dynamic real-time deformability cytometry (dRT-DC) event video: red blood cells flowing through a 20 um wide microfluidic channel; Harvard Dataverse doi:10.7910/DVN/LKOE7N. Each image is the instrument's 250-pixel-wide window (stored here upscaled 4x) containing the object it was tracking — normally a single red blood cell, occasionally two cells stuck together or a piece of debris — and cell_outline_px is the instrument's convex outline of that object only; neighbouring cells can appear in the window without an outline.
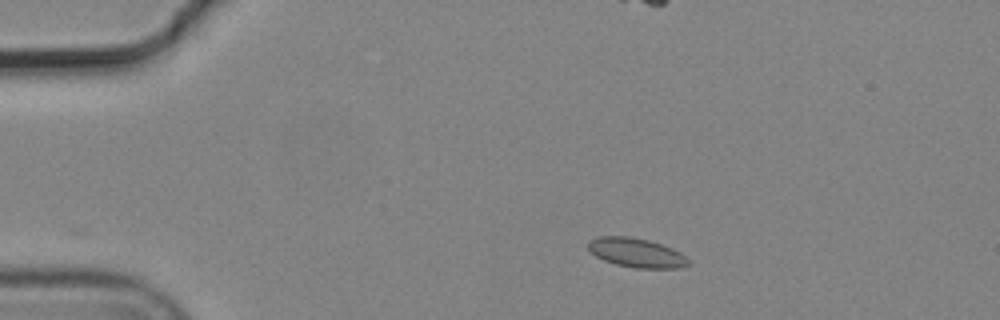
{"species": "common noctule bat (a hibernating species)", "species_latin": "Nyctalus noctula", "temperature_condition": "cold", "stored_images_in_passage": 2, "camera_frame_rate_fps": 3000, "um_per_image_px": 0.085, "animal": {"sex": "male", "body_mass_g": 19.2, "forearm_length_mm": 51.8}, "frame": {"image": 1, "passage_image": 2, "time_ms": 0.333, "image_size_px": [1000, 320], "cell_outline_px": [[692, 264], [680, 268], [636, 268], [616, 264], [604, 260], [596, 256], [588, 248], [588, 240], [600, 236], [628, 236], [648, 240], [672, 248], [680, 252], [692, 260]], "centroid_in_image_um": [54.14, 21.49], "position_along_channel_um": 30.9, "area_um2": 17.17}}